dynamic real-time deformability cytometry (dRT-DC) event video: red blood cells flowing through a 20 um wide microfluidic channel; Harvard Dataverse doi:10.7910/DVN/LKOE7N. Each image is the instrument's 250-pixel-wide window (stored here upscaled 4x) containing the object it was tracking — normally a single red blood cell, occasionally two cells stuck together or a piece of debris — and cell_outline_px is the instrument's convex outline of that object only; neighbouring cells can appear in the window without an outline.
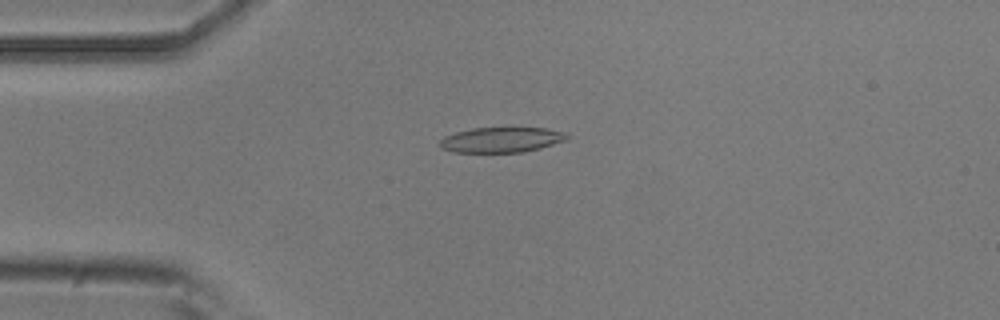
{"species": "common noctule bat (a hibernating species)", "species_latin": "Nyctalus noctula", "temperature_condition": "room temperature", "stored_images_in_passage": 6, "camera_frame_rate_fps": 3000, "um_per_image_px": 0.085, "animal": {"sex": "male", "body_mass_g": 20.5, "forearm_length_mm": 52.5}, "frame": {"image": 1, "passage_image": 3, "time_ms": 0.667, "image_size_px": [1000, 320], "cell_outline_px": [[568, 140], [540, 148], [520, 152], [452, 152], [440, 148], [440, 140], [444, 136], [456, 132], [472, 128], [548, 128], [564, 132], [568, 136]], "centroid_in_image_um": [42.61, 11.88], "position_along_channel_um": 42.4, "area_um2": 18.67}}
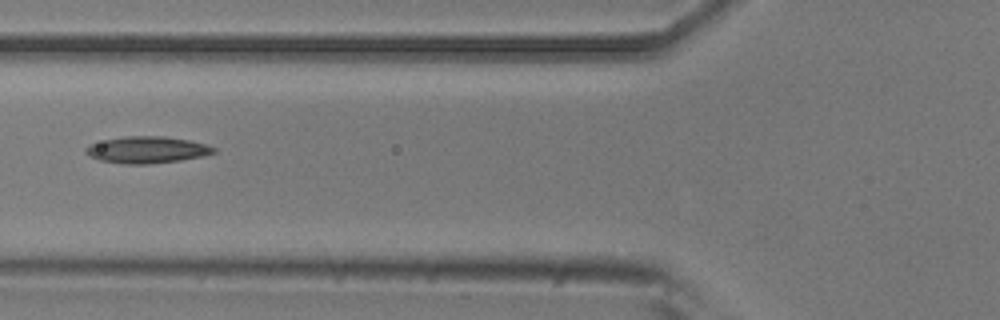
{"frame": {"image": 2, "passage_image": 5, "time_ms": 1.333, "image_size_px": [1000, 320], "cell_outline_px": [[216, 152], [200, 156], [180, 160], [148, 164], [124, 164], [100, 160], [84, 152], [84, 148], [88, 144], [104, 140], [124, 136], [164, 136], [188, 140], [208, 144], [216, 148]], "centroid_in_image_um": [12.48, 12.72], "position_along_channel_um": 113.3, "area_um2": 19.88}}
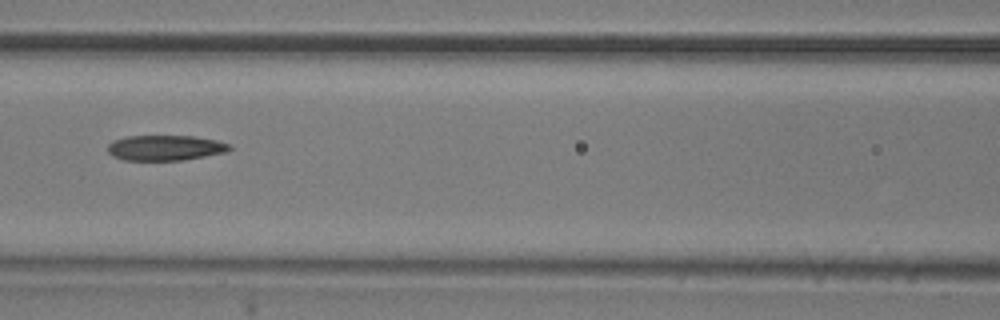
{"frame": {"image": 3, "passage_image": 6, "time_ms": 1.667, "image_size_px": [1000, 320], "cell_outline_px": [[232, 148], [224, 152], [204, 156], [180, 160], [124, 160], [112, 156], [108, 152], [108, 144], [112, 140], [124, 136], [192, 136], [216, 140], [232, 144]], "centroid_in_image_um": [14.01, 12.55], "position_along_channel_um": 152.6, "area_um2": 17.98}}